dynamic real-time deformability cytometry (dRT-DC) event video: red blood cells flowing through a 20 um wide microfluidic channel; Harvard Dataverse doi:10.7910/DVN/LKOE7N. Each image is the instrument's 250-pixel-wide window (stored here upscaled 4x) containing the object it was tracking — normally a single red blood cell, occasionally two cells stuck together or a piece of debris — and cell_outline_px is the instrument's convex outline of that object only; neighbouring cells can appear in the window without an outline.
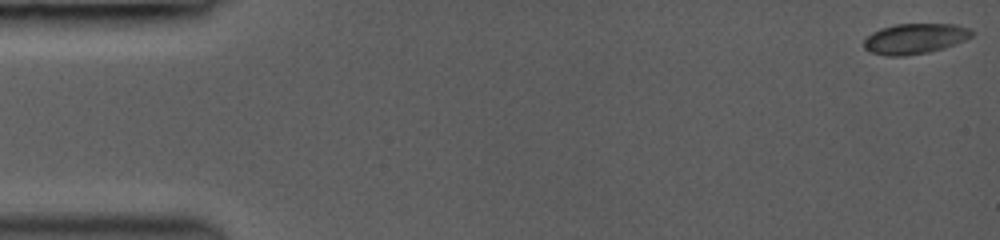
{"species": "common noctule bat (a hibernating species)", "species_latin": "Nyctalus noctula", "temperature_condition": "room temperature", "stored_images_in_passage": 26, "camera_frame_rate_fps": 3000, "um_per_image_px": 0.085, "animal": {"sex": "female", "body_mass_g": 19.0, "forearm_length_mm": 53.3}, "frame": {"image": 1, "passage_image": 1, "time_ms": 0.0, "image_size_px": [1000, 240], "cell_outline_px": [[976, 32], [972, 36], [964, 40], [944, 48], [928, 52], [904, 56], [888, 56], [868, 52], [864, 48], [864, 40], [872, 32], [880, 28], [896, 24], [956, 24], [972, 28]], "centroid_in_image_um": [77.78, 3.28], "position_along_channel_um": 7.2, "area_um2": 19.31}}
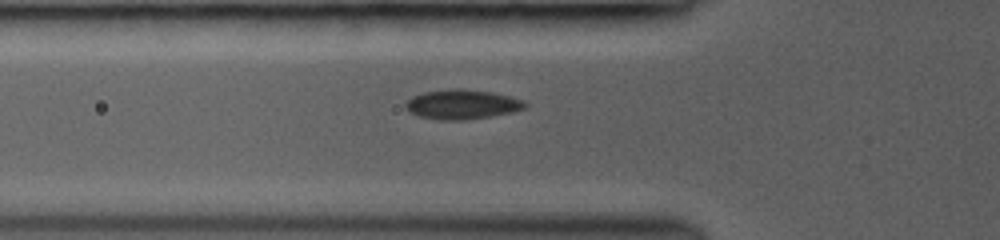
{"frame": {"image": 2, "passage_image": 18, "time_ms": 5.333, "image_size_px": [1000, 240], "cell_outline_px": [[528, 108], [512, 112], [464, 120], [440, 120], [420, 116], [408, 112], [404, 108], [404, 104], [412, 96], [424, 92], [448, 88], [464, 88], [492, 92], [524, 100], [528, 104]], "centroid_in_image_um": [39.26, 8.86], "position_along_channel_um": 86.5, "area_um2": 20.81}}
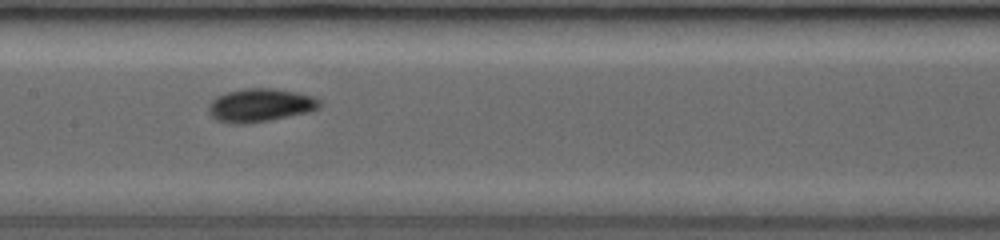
{"frame": {"image": 3, "passage_image": 25, "time_ms": 7.667, "image_size_px": [1000, 240], "cell_outline_px": [[324, 104], [320, 108], [308, 112], [248, 124], [228, 124], [216, 120], [208, 112], [208, 104], [216, 96], [228, 92], [244, 88], [276, 88], [296, 92], [312, 96], [320, 100]], "centroid_in_image_um": [22.11, 8.94], "position_along_channel_um": 185.3, "area_um2": 21.79}}